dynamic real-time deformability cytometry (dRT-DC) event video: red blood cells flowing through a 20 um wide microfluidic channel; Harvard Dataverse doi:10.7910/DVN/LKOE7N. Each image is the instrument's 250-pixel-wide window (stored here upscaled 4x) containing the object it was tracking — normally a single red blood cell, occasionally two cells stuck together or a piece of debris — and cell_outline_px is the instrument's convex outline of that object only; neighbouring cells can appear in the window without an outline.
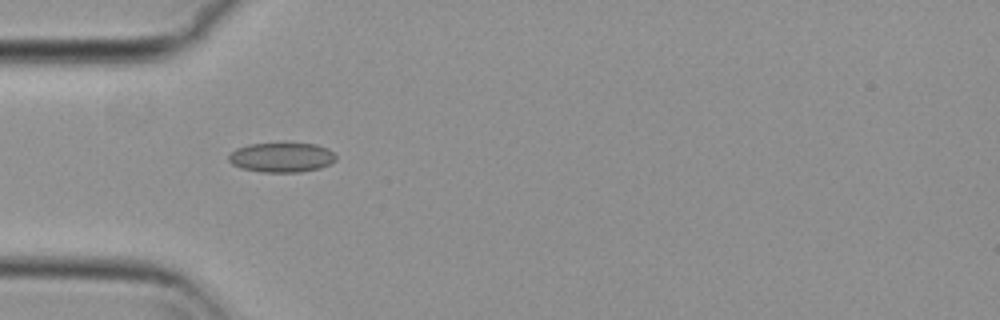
{"species": "common noctule bat (a hibernating species)", "species_latin": "Nyctalus noctula", "temperature_condition": "cold", "stored_images_in_passage": 4, "camera_frame_rate_fps": 3000, "um_per_image_px": 0.085, "animal": {"sex": "female", "body_mass_g": 29.2, "forearm_length_mm": 56.3}, "frame": {"image": 1, "passage_image": 1, "time_ms": 0.0, "image_size_px": [1000, 320], "cell_outline_px": [[336, 160], [320, 168], [300, 172], [260, 172], [240, 168], [232, 164], [228, 160], [228, 156], [236, 148], [248, 144], [316, 144], [328, 148], [336, 156]], "centroid_in_image_um": [23.92, 13.39], "position_along_channel_um": 61.1, "area_um2": 18.44}}
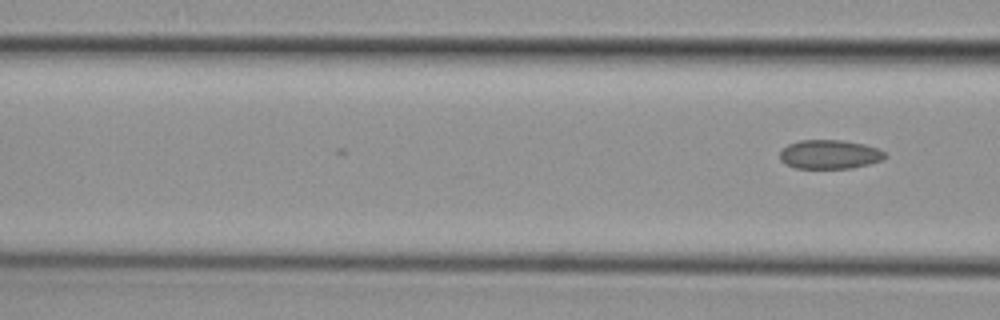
{"frame": {"image": 2, "passage_image": 4, "time_ms": 1.0, "image_size_px": [1000, 320], "cell_outline_px": [[888, 156], [880, 160], [868, 164], [852, 168], [796, 168], [784, 164], [780, 160], [780, 152], [788, 144], [800, 140], [844, 140], [864, 144], [876, 148], [884, 152]], "centroid_in_image_um": [70.49, 13.12], "position_along_channel_um": 96.1, "area_um2": 17.74}}